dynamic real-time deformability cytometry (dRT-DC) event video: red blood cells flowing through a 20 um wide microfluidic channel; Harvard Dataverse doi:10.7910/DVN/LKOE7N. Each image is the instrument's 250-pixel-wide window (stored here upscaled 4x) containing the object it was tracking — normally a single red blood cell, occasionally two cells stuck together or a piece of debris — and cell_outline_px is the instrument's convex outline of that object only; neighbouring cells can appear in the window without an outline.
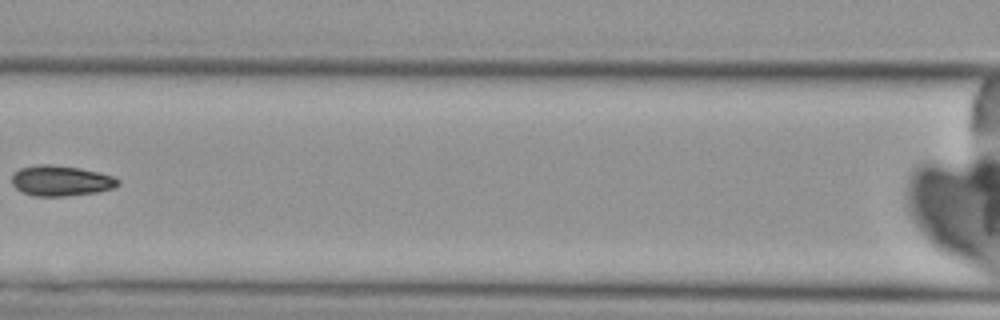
{"species": "Egyptian fruit bat (a non-hibernating species)", "species_latin": "Rousettus aegyptiacus", "temperature_condition": "cold", "stored_images_in_passage": 7, "camera_frame_rate_fps": 3000, "um_per_image_px": 0.085, "animal": {"sex": "female"}, "frame": {"image": 1, "passage_image": 7, "time_ms": 7.0, "image_size_px": [1000, 320], "cell_outline_px": [[120, 184], [112, 188], [96, 192], [64, 196], [32, 196], [20, 192], [12, 184], [12, 176], [20, 168], [40, 164], [52, 164], [80, 168], [100, 172], [112, 176], [120, 180]], "centroid_in_image_um": [5.17, 15.36], "position_along_channel_um": 161.4, "area_um2": 18.9}}